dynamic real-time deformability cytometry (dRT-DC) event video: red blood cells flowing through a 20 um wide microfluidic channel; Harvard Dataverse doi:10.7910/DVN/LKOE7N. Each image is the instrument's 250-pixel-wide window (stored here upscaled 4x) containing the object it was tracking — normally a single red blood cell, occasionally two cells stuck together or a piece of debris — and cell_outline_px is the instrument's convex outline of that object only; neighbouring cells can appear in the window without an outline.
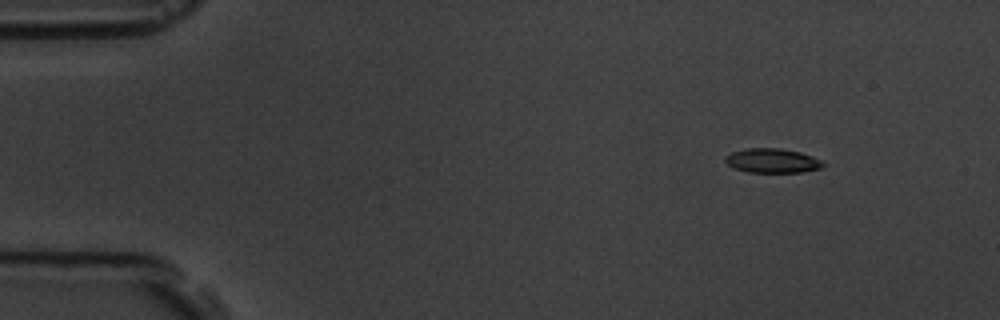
{"species": "common noctule bat (a hibernating species)", "species_latin": "Nyctalus noctula", "temperature_condition": "room temperature", "stored_images_in_passage": 5, "camera_frame_rate_fps": 3000, "um_per_image_px": 0.085, "animal": {"sex": "male", "body_mass_g": 19.5, "forearm_length_mm": 54.6}, "frame": {"image": 1, "passage_image": 2, "time_ms": 1.333, "image_size_px": [1000, 320], "cell_outline_px": [[824, 164], [820, 168], [800, 172], [748, 172], [732, 168], [724, 160], [724, 156], [732, 152], [748, 148], [780, 148], [800, 152], [824, 160]], "centroid_in_image_um": [65.63, 13.65], "position_along_channel_um": 19.4, "area_um2": 13.93}}
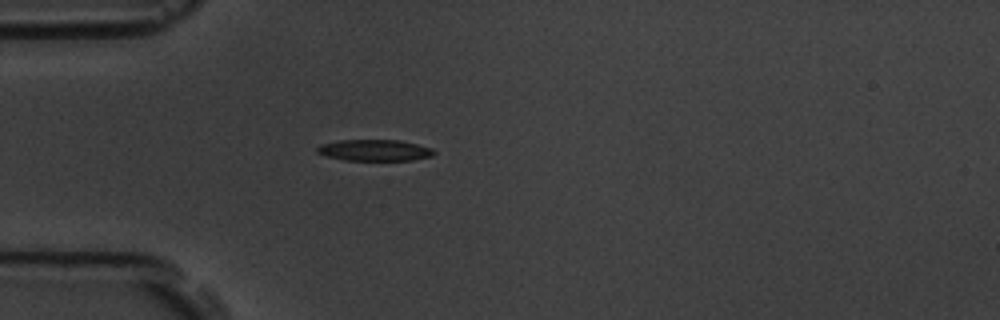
{"frame": {"image": 2, "passage_image": 5, "time_ms": 4.667, "image_size_px": [1000, 320], "cell_outline_px": [[436, 152], [432, 156], [412, 160], [344, 160], [328, 156], [316, 152], [316, 148], [320, 144], [340, 140], [400, 140], [432, 148]], "centroid_in_image_um": [31.84, 12.77], "position_along_channel_um": 53.2, "area_um2": 14.45}}